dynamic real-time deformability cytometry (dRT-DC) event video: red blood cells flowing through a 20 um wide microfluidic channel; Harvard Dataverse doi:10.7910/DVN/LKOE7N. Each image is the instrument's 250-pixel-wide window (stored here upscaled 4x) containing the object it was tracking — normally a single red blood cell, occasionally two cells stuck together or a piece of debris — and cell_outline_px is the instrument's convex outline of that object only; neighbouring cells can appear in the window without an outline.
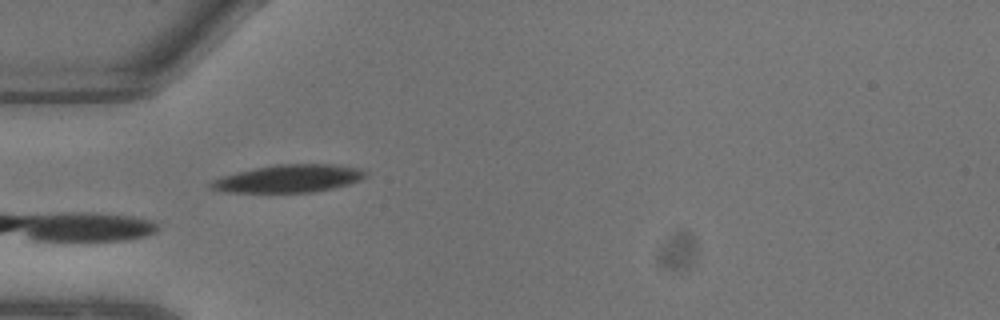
{"species": "common noctule bat (a hibernating species)", "species_latin": "Nyctalus noctula", "temperature_condition": "warm", "stored_images_in_passage": 5, "camera_frame_rate_fps": 3000, "um_per_image_px": 0.085, "animal": {"sex": "male", "body_mass_g": 13.3}, "frame": {"image": 1, "passage_image": 1, "time_ms": 0.0, "image_size_px": [1000, 320], "cell_outline_px": [[368, 176], [360, 180], [348, 184], [332, 188], [312, 192], [224, 192], [208, 188], [208, 184], [212, 180], [236, 172], [276, 164], [332, 164], [364, 168], [368, 172]], "centroid_in_image_um": [24.58, 15.17], "position_along_channel_um": 60.4, "area_um2": 25.09}}
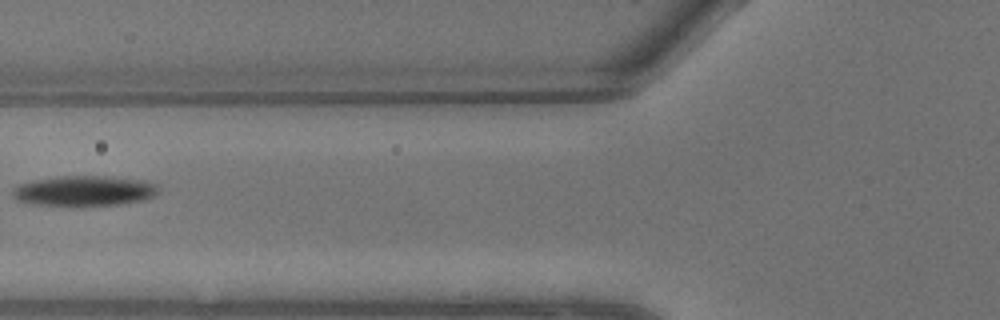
{"frame": {"image": 2, "passage_image": 3, "time_ms": 0.667, "image_size_px": [1000, 320], "cell_outline_px": [[160, 192], [156, 196], [144, 200], [120, 204], [36, 204], [16, 200], [12, 196], [12, 188], [20, 184], [32, 180], [60, 176], [112, 176], [148, 180], [160, 184]], "centroid_in_image_um": [7.27, 16.18], "position_along_channel_um": 118.5, "area_um2": 25.78}}